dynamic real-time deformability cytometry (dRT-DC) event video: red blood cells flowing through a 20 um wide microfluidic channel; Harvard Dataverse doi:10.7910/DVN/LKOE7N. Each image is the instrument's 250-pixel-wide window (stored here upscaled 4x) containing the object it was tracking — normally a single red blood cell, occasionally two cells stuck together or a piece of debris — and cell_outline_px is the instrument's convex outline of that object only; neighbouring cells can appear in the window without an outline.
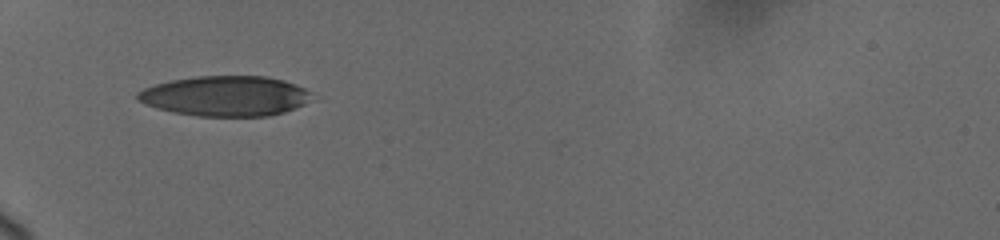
{"species": "human", "species_latin": "Homo sapiens", "temperature_condition": "cold", "stored_images_in_passage": 33, "camera_frame_rate_fps": 3000, "um_per_image_px": 0.085, "donor": {"sex": "female"}, "frame": {"image": 1, "passage_image": 1, "time_ms": 0.0, "image_size_px": [1000, 240], "cell_outline_px": [[312, 92], [304, 104], [284, 112], [268, 116], [196, 116], [172, 112], [136, 100], [136, 92], [144, 88], [156, 84], [172, 80], [196, 76], [268, 76], [284, 80], [296, 84]], "centroid_in_image_um": [19.15, 8.15], "position_along_channel_um": 65.8, "area_um2": 40.63}}
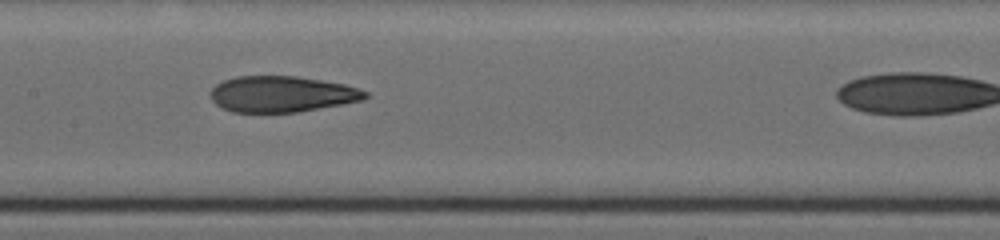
{"frame": {"image": 2, "passage_image": 11, "time_ms": 2.0, "image_size_px": [1000, 240], "cell_outline_px": [[368, 96], [364, 100], [344, 104], [296, 112], [232, 112], [220, 108], [212, 100], [212, 88], [216, 84], [224, 80], [236, 76], [296, 76], [344, 84], [368, 92]], "centroid_in_image_um": [23.95, 8.0], "position_along_channel_um": 183.4, "area_um2": 32.43}}
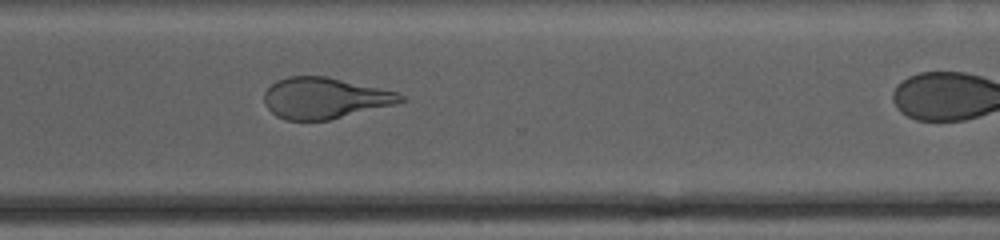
{"frame": {"image": 3, "passage_image": 26, "time_ms": 6.333, "image_size_px": [1000, 240], "cell_outline_px": [[404, 100], [392, 104], [328, 120], [284, 120], [276, 116], [268, 108], [264, 100], [264, 92], [276, 80], [288, 76], [324, 76], [396, 92], [404, 96]], "centroid_in_image_um": [27.51, 8.33], "position_along_channel_um": 343.1, "area_um2": 31.96}}